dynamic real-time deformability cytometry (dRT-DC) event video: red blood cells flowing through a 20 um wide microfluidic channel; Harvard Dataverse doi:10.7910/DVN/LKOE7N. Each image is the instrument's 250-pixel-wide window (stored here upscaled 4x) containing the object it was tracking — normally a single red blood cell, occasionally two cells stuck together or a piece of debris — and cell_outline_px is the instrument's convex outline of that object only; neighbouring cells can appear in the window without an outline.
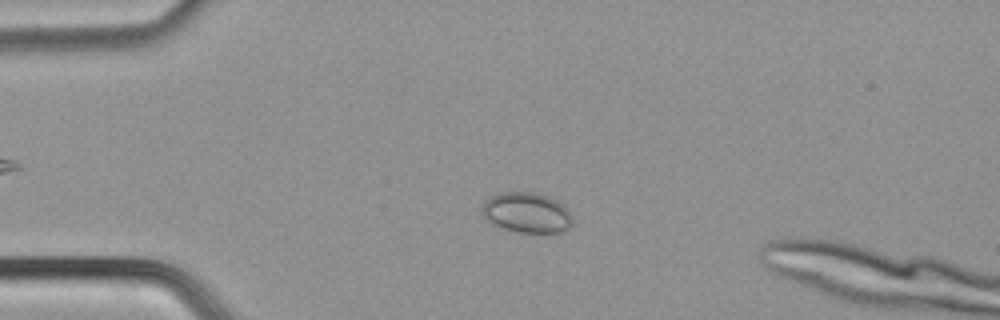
{"species": "common noctule bat (a hibernating species)", "species_latin": "Nyctalus noctula", "temperature_condition": "cold", "stored_images_in_passage": 52, "camera_frame_rate_fps": 3000, "um_per_image_px": 0.085, "animal": {"sex": "male", "body_mass_g": 21.5, "forearm_length_mm": 52.0}, "frame": {"image": 1, "passage_image": 12, "time_ms": 3.667, "image_size_px": [1000, 320], "cell_outline_px": [[572, 224], [564, 232], [516, 232], [496, 228], [484, 216], [484, 200], [492, 196], [504, 192], [532, 192], [548, 196], [564, 204], [568, 212]], "centroid_in_image_um": [44.77, 18.09], "position_along_channel_um": 40.2, "area_um2": 21.15}}
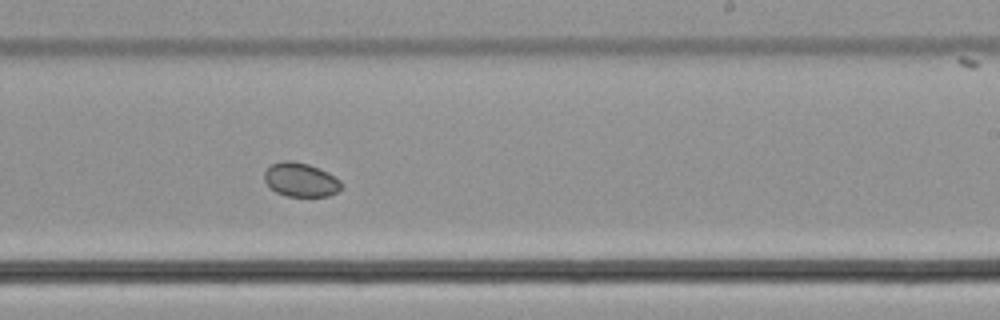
{"frame": {"image": 2, "passage_image": 31, "time_ms": 10.0, "image_size_px": [1000, 320], "cell_outline_px": [[340, 188], [336, 192], [328, 196], [288, 196], [276, 192], [264, 180], [264, 172], [272, 164], [280, 160], [292, 160], [308, 164], [320, 168], [328, 172], [340, 180]], "centroid_in_image_um": [25.54, 15.26], "position_along_channel_um": 263.5, "area_um2": 15.14}}
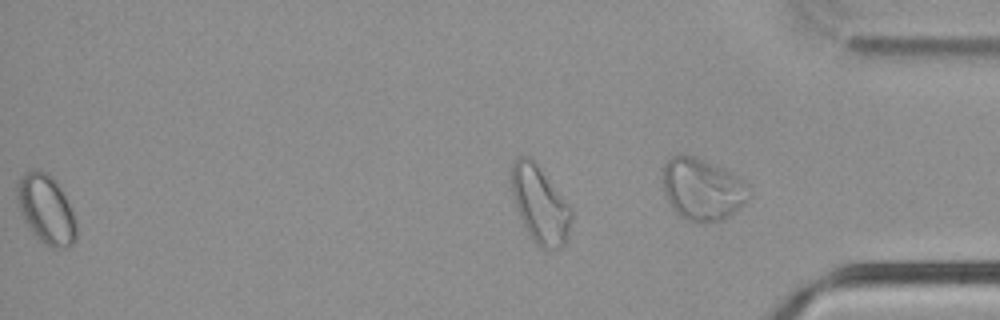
{"frame": {"image": 3, "passage_image": 51, "time_ms": 16.667, "image_size_px": [1000, 320], "cell_outline_px": [[76, 240], [72, 244], [64, 248], [52, 248], [44, 244], [28, 228], [24, 220], [16, 196], [16, 184], [20, 176], [24, 172], [44, 172], [60, 188], [72, 212], [76, 224]], "centroid_in_image_um": [3.89, 17.85], "position_along_channel_um": 431.3, "area_um2": 23.18}}